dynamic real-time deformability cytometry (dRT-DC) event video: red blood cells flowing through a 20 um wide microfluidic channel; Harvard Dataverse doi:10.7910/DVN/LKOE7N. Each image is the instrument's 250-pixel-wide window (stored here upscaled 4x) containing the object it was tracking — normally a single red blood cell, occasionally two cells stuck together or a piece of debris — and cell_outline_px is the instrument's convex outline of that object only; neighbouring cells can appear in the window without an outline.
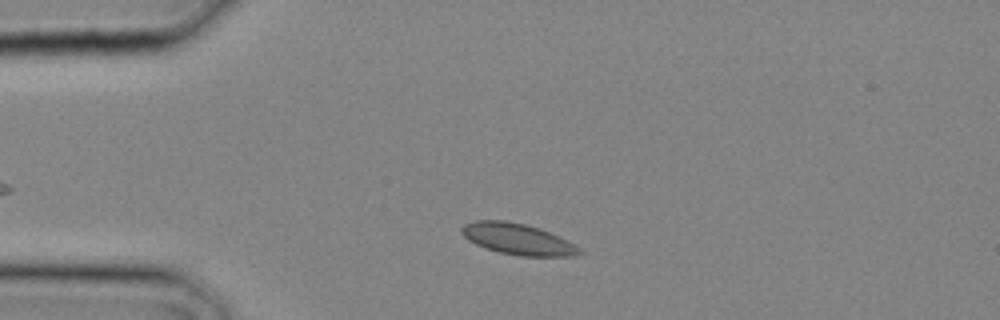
{"species": "common noctule bat (a hibernating species)", "species_latin": "Nyctalus noctula", "temperature_condition": "cold", "stored_images_in_passage": 1, "camera_frame_rate_fps": 3000, "um_per_image_px": 0.085, "animal": {"sex": "male", "body_mass_g": 20.4}, "frame": {"image": 1, "passage_image": 1, "time_ms": 0.0, "image_size_px": [1000, 320], "cell_outline_px": [[584, 252], [572, 256], [520, 256], [500, 252], [476, 244], [468, 240], [460, 232], [460, 228], [464, 224], [476, 220], [504, 220], [524, 224], [540, 228], [580, 248]], "centroid_in_image_um": [43.95, 20.31], "position_along_channel_um": 41.0, "area_um2": 21.04}}